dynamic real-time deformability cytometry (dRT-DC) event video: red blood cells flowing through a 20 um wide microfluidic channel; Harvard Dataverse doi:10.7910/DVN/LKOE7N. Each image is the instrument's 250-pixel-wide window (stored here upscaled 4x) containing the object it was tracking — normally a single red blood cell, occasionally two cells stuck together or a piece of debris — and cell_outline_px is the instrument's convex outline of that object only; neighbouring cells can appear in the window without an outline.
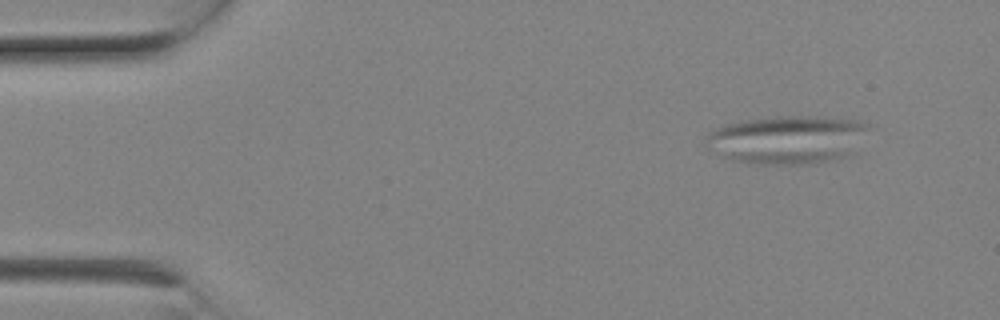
{"species": "Egyptian fruit bat (a non-hibernating species)", "species_latin": "Rousettus aegyptiacus", "temperature_condition": "room temperature", "stored_images_in_passage": 7, "camera_frame_rate_fps": 3000, "um_per_image_px": 0.085, "animal": {"sex": "female"}, "frame": {"image": 1, "passage_image": 2, "time_ms": 0.333, "image_size_px": [1000, 320], "cell_outline_px": [[868, 128], [852, 152], [836, 160], [816, 164], [748, 164], [732, 160], [720, 156], [708, 148], [704, 144], [708, 132], [712, 128], [724, 124], [740, 120], [776, 116], [816, 116], [860, 120], [868, 124]], "centroid_in_image_um": [66.84, 11.87], "position_along_channel_um": 18.2, "area_um2": 46.47}}
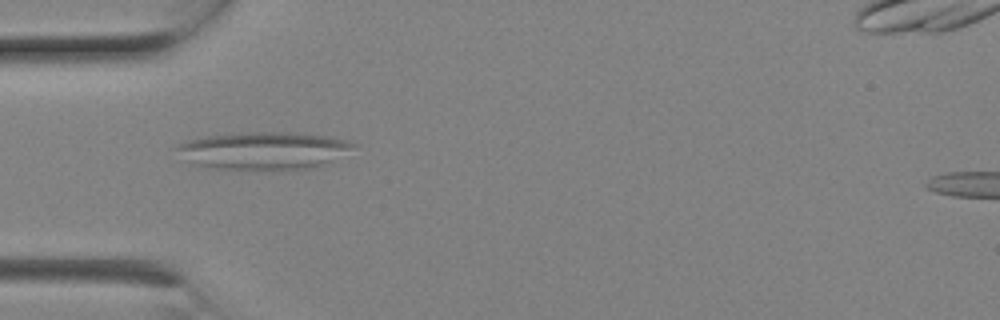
{"frame": {"image": 2, "passage_image": 6, "time_ms": 1.667, "image_size_px": [1000, 320], "cell_outline_px": [[356, 144], [352, 148], [312, 168], [208, 168], [184, 160], [172, 148], [188, 140], [204, 136], [252, 132], [288, 132], [332, 136], [348, 140]], "centroid_in_image_um": [22.31, 12.76], "position_along_channel_um": 62.7, "area_um2": 37.74}}